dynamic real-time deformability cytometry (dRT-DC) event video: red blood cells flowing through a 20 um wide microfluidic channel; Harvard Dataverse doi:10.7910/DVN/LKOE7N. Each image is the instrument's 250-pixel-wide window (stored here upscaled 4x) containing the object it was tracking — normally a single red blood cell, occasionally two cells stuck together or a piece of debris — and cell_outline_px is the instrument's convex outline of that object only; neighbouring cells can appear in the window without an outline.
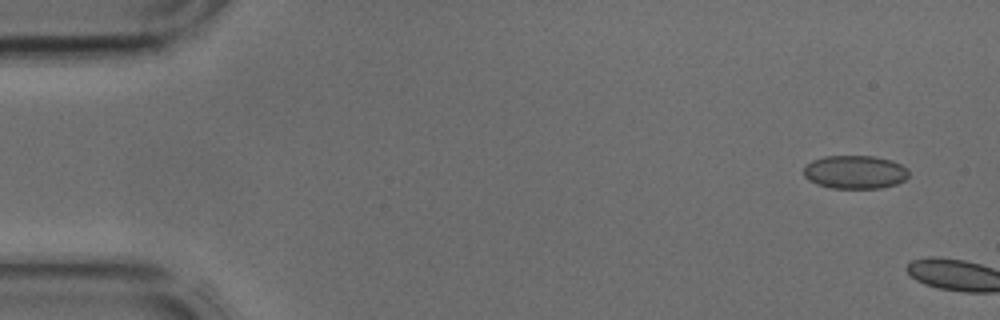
{"species": "common noctule bat (a hibernating species)", "species_latin": "Nyctalus noctula", "temperature_condition": "cold", "stored_images_in_passage": 3, "camera_frame_rate_fps": 3000, "um_per_image_px": 0.085, "animal": {"sex": "male", "body_mass_g": 17.9, "forearm_length_mm": 54.2}, "frame": {"image": 1, "passage_image": 1, "time_ms": 0.0, "image_size_px": [1000, 320], "cell_outline_px": [[908, 176], [904, 180], [896, 184], [880, 188], [832, 188], [816, 184], [808, 180], [804, 176], [804, 164], [812, 160], [824, 156], [872, 156], [892, 160], [908, 168]], "centroid_in_image_um": [72.65, 14.62], "position_along_channel_um": 12.4, "area_um2": 20.58}}